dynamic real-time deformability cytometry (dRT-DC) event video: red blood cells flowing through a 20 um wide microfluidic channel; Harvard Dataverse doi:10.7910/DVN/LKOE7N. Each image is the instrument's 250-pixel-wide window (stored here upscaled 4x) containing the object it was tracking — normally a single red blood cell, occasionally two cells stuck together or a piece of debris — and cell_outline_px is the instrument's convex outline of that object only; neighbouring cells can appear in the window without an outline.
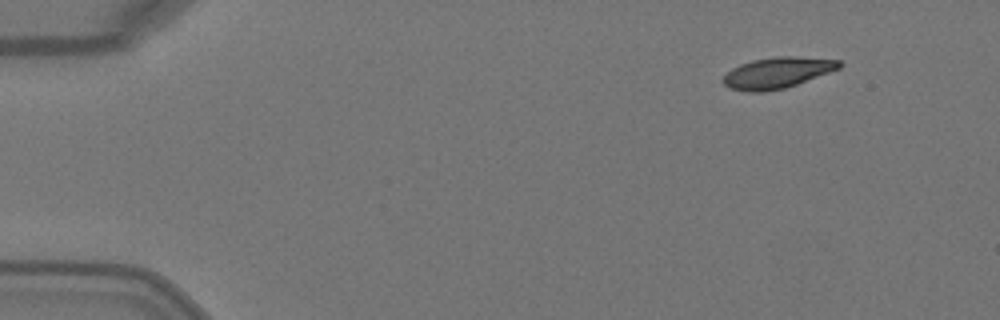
{"species": "Egyptian fruit bat (a non-hibernating species)", "species_latin": "Rousettus aegyptiacus", "temperature_condition": "warm", "stored_images_in_passage": 5, "camera_frame_rate_fps": 3000, "um_per_image_px": 0.085, "animal": {"sex": "female"}, "frame": {"image": 1, "passage_image": 1, "time_ms": 0.0, "image_size_px": [1000, 320], "cell_outline_px": [[844, 64], [840, 68], [796, 84], [784, 88], [764, 92], [748, 92], [728, 88], [720, 80], [732, 68], [740, 64], [752, 60], [776, 56], [796, 56], [840, 60]], "centroid_in_image_um": [66.04, 6.18], "position_along_channel_um": 19.0, "area_um2": 21.04}}
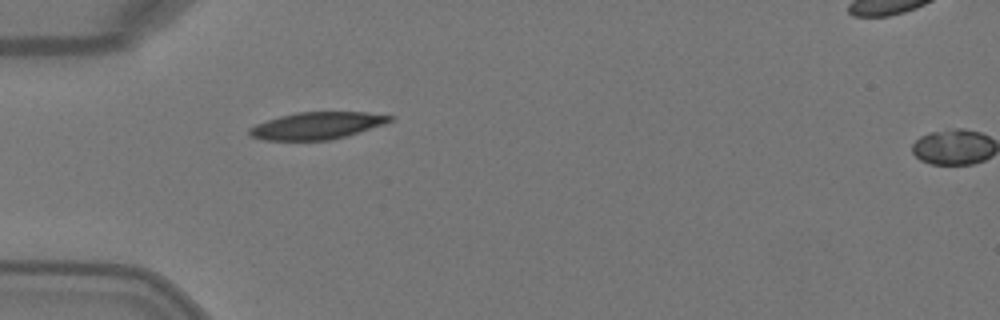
{"frame": {"image": 2, "passage_image": 4, "time_ms": 1.0, "image_size_px": [1000, 320], "cell_outline_px": [[396, 116], [392, 120], [384, 124], [348, 136], [332, 140], [264, 140], [252, 136], [248, 132], [248, 128], [256, 124], [280, 116], [300, 112], [368, 112]], "centroid_in_image_um": [26.98, 10.68], "position_along_channel_um": 58.0, "area_um2": 22.2}}